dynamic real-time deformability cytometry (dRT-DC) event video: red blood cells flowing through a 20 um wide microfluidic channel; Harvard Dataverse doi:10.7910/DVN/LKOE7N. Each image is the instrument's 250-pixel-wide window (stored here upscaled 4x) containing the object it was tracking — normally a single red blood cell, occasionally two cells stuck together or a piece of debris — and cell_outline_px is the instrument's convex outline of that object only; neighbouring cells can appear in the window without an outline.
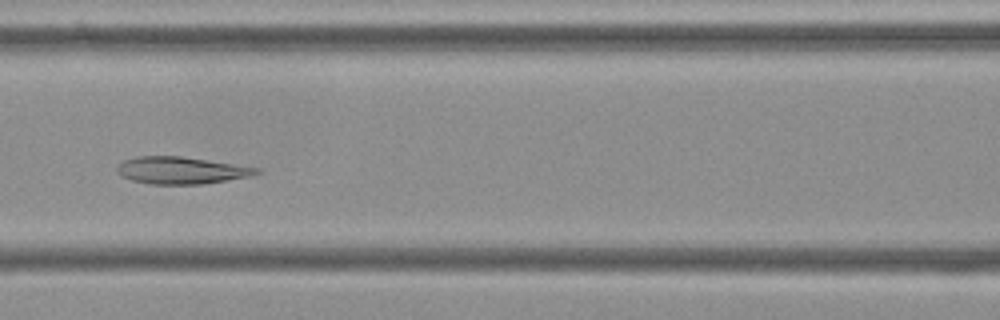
{"species": "Egyptian fruit bat (a non-hibernating species)", "species_latin": "Rousettus aegyptiacus", "temperature_condition": "cold", "stored_images_in_passage": 55, "camera_frame_rate_fps": 3000, "um_per_image_px": 0.085, "frame": {"image": 1, "passage_image": 24, "time_ms": 7.667, "image_size_px": [1000, 320], "cell_outline_px": [[260, 172], [248, 176], [204, 184], [148, 184], [132, 180], [116, 172], [116, 168], [124, 160], [136, 156], [180, 156], [260, 168]], "centroid_in_image_um": [15.36, 14.48], "position_along_channel_um": 151.2, "area_um2": 21.73}}
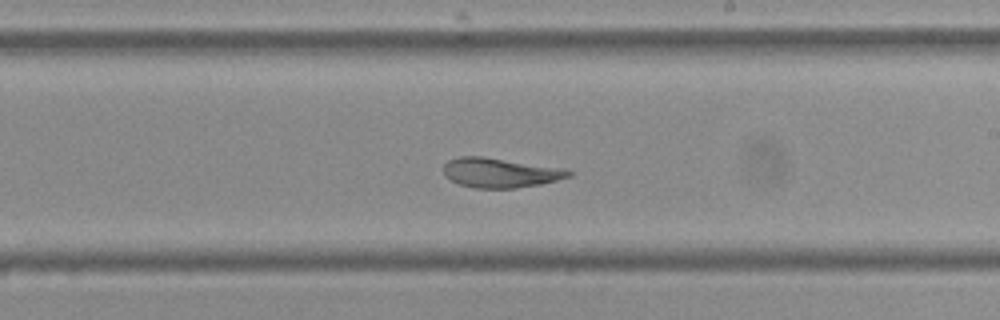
{"frame": {"image": 2, "passage_image": 32, "time_ms": 10.333, "image_size_px": [1000, 320], "cell_outline_px": [[572, 176], [540, 184], [516, 188], [472, 188], [460, 184], [444, 176], [444, 164], [448, 160], [460, 156], [484, 156], [568, 168], [572, 172]], "centroid_in_image_um": [42.55, 14.67], "position_along_channel_um": 246.5, "area_um2": 21.91}}
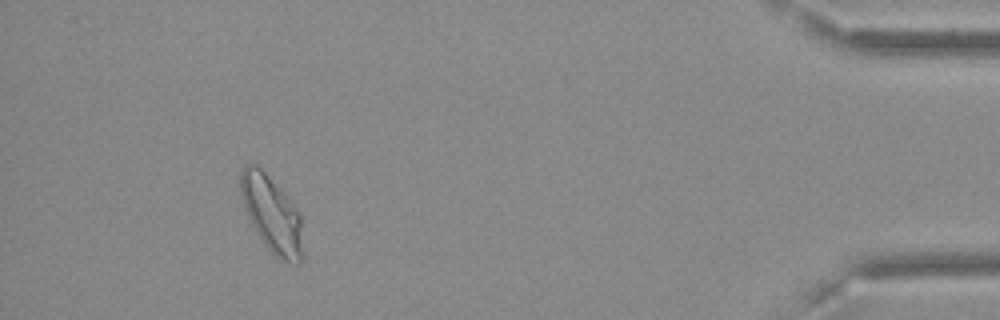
{"frame": {"image": 3, "passage_image": 51, "time_ms": 16.667, "image_size_px": [1000, 320], "cell_outline_px": [[300, 264], [292, 264], [276, 256], [264, 244], [256, 232], [244, 208], [240, 196], [240, 172], [244, 164], [256, 164], [264, 172], [300, 212]], "centroid_in_image_um": [23.03, 18.17], "position_along_channel_um": 412.2, "area_um2": 26.93}, "authors_computed_cell_mechanics": {"area_um2": 24.276, "velocity_mm_per_s": 3.5915, "shape_relaxation_time_tau1_ms": null, "shape_relaxation_time_tau2_ms": 2.831, "deformation_change_tau1": null, "deformation_change_tau2": 0.078}}